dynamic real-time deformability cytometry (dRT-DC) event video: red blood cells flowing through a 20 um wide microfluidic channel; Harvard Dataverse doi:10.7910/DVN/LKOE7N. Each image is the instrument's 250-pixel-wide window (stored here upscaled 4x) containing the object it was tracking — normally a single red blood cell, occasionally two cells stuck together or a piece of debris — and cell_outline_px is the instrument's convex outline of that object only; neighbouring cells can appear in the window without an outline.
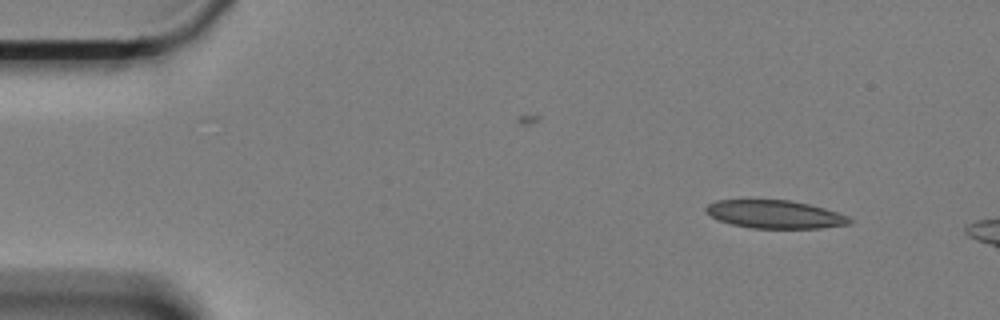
{"species": "Egyptian fruit bat (a non-hibernating species)", "species_latin": "Rousettus aegyptiacus", "temperature_condition": "cold", "stored_images_in_passage": 8, "camera_frame_rate_fps": 3000, "um_per_image_px": 0.085, "animal": {"sex": "female"}, "frame": {"image": 1, "passage_image": 1, "time_ms": 0.0, "image_size_px": [1000, 320], "cell_outline_px": [[852, 224], [820, 228], [752, 228], [732, 224], [716, 220], [704, 212], [704, 208], [708, 204], [716, 200], [788, 200], [808, 204], [824, 208], [848, 216], [852, 220]], "centroid_in_image_um": [65.83, 18.22], "position_along_channel_um": 19.2, "area_um2": 23.58}}